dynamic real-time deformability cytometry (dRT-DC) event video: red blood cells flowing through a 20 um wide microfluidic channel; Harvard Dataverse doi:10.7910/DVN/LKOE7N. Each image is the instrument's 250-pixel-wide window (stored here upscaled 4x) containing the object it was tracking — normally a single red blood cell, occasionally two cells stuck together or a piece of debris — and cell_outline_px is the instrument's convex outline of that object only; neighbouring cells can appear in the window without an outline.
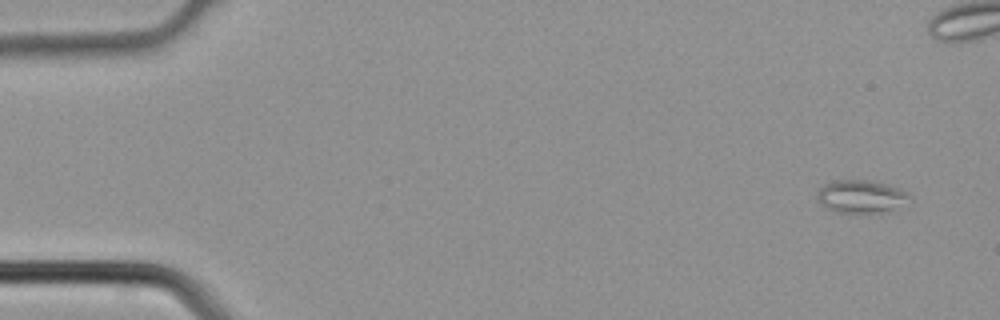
{"species": "common noctule bat (a hibernating species)", "species_latin": "Nyctalus noctula", "temperature_condition": "cold", "stored_images_in_passage": 5, "camera_frame_rate_fps": 3000, "um_per_image_px": 0.085, "animal": {"sex": "male", "body_mass_g": 21.5, "forearm_length_mm": 52.0}, "frame": {"image": 1, "passage_image": 1, "time_ms": 0.0, "image_size_px": [1000, 320], "cell_outline_px": [[912, 196], [892, 208], [880, 212], [836, 212], [828, 208], [816, 196], [816, 192], [824, 184], [832, 180], [868, 180], [900, 188]], "centroid_in_image_um": [73.12, 16.67], "position_along_channel_um": 11.9, "area_um2": 17.05}}
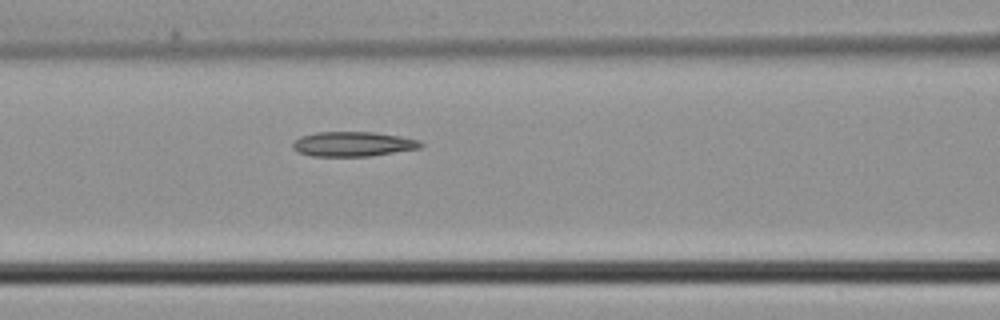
{"frame": {"image": 2, "passage_image": 5, "time_ms": 1.333, "image_size_px": [1000, 320], "cell_outline_px": [[424, 144], [420, 148], [368, 156], [312, 156], [296, 152], [292, 148], [292, 144], [300, 136], [316, 132], [372, 132], [400, 136], [420, 140]], "centroid_in_image_um": [29.98, 12.24], "position_along_channel_um": 136.6, "area_um2": 18.44}}